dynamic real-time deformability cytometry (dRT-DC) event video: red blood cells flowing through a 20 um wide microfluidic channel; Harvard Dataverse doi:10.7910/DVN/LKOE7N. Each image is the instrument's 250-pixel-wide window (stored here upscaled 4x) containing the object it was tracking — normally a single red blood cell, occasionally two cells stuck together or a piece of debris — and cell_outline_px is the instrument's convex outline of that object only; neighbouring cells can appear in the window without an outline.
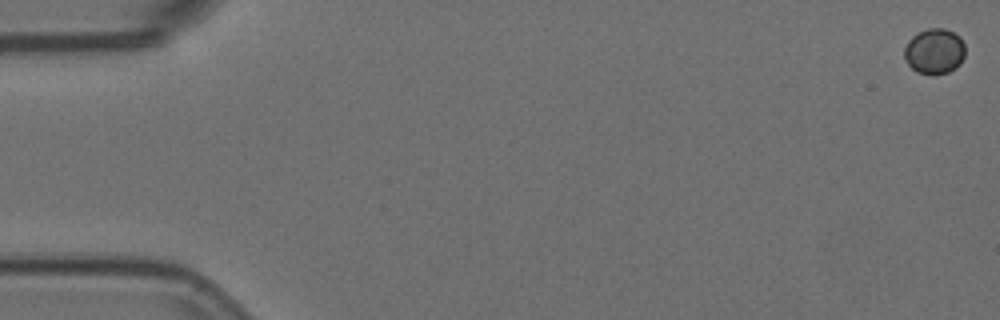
{"species": "Egyptian fruit bat (a non-hibernating species)", "species_latin": "Rousettus aegyptiacus", "temperature_condition": "room temperature", "stored_images_in_passage": 57, "camera_frame_rate_fps": 3000, "um_per_image_px": 0.085, "animal": {"sex": "female"}, "frame": {"image": 1, "passage_image": 1, "time_ms": 0.0, "image_size_px": [1000, 320], "cell_outline_px": [[964, 56], [960, 64], [956, 68], [948, 72], [916, 72], [908, 64], [904, 56], [904, 48], [908, 40], [912, 36], [928, 28], [944, 28], [960, 36], [964, 44]], "centroid_in_image_um": [79.43, 4.32], "position_along_channel_um": 5.6, "area_um2": 15.84}}
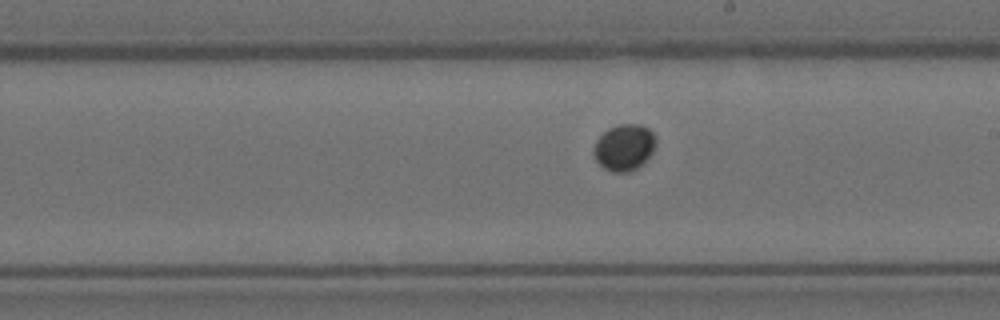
{"frame": {"image": 2, "passage_image": 33, "time_ms": 10.667, "image_size_px": [1000, 320], "cell_outline_px": [[656, 140], [652, 152], [636, 168], [628, 172], [612, 172], [604, 168], [596, 160], [592, 152], [592, 148], [596, 140], [608, 128], [620, 124], [640, 124], [648, 128], [656, 136]], "centroid_in_image_um": [53.03, 12.51], "position_along_channel_um": 236.0, "area_um2": 16.7}}
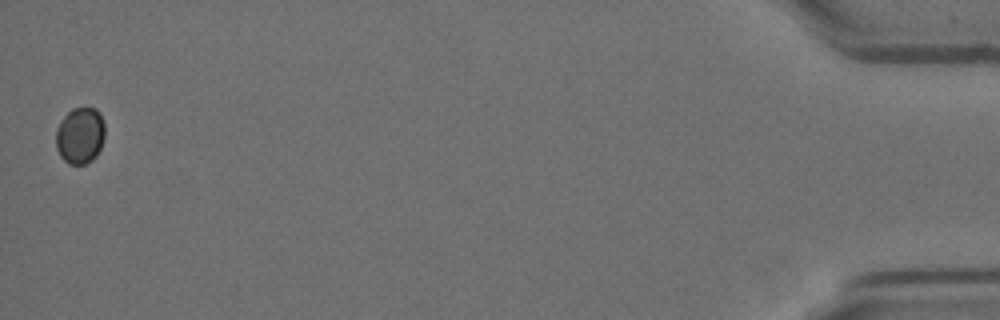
{"frame": {"image": 3, "passage_image": 57, "time_ms": 18.667, "image_size_px": [1000, 320], "cell_outline_px": [[104, 140], [96, 156], [92, 160], [84, 164], [68, 164], [60, 156], [56, 148], [56, 128], [60, 120], [72, 108], [96, 108], [104, 120]], "centroid_in_image_um": [6.8, 11.51], "position_along_channel_um": 428.4, "area_um2": 16.3}}